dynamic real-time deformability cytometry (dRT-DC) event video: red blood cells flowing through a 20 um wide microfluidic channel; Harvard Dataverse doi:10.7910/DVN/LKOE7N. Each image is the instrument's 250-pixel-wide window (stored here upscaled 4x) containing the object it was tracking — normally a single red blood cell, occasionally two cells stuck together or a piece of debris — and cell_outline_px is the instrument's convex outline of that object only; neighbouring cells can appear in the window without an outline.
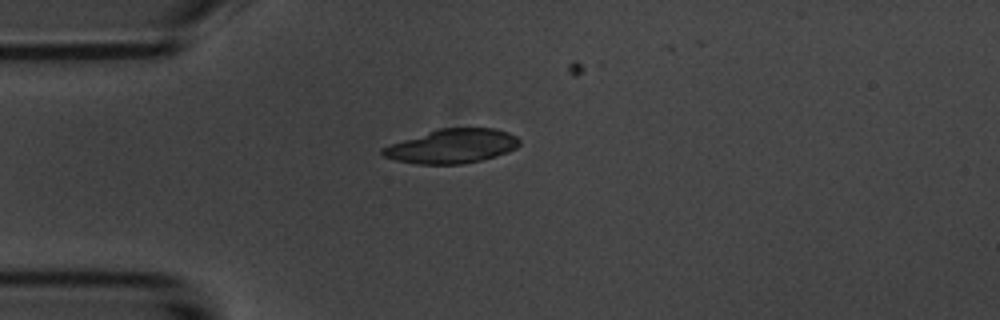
{"species": "common noctule bat (a hibernating species)", "species_latin": "Nyctalus noctula", "temperature_condition": "room temperature", "stored_images_in_passage": 1, "camera_frame_rate_fps": 3000, "um_per_image_px": 0.085, "animal": {"sex": "male", "body_mass_g": 20.1, "forearm_length_mm": 53.5}, "frame": {"image": 1, "passage_image": 1, "time_ms": 0.0, "image_size_px": [1000, 320], "cell_outline_px": [[520, 144], [516, 148], [508, 152], [496, 156], [480, 160], [460, 164], [416, 164], [396, 160], [384, 156], [380, 152], [380, 148], [440, 128], [496, 128], [508, 132], [516, 136], [520, 140]], "centroid_in_image_um": [38.46, 12.42], "position_along_channel_um": 46.5, "area_um2": 26.99}}